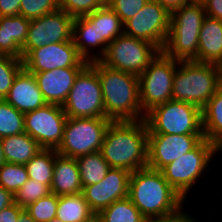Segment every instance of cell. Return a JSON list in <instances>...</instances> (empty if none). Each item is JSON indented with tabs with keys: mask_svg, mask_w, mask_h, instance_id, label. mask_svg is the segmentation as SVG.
Here are the masks:
<instances>
[{
	"mask_svg": "<svg viewBox=\"0 0 222 222\" xmlns=\"http://www.w3.org/2000/svg\"><path fill=\"white\" fill-rule=\"evenodd\" d=\"M100 152L111 168L134 172L148 167V127L145 119L112 121Z\"/></svg>",
	"mask_w": 222,
	"mask_h": 222,
	"instance_id": "obj_1",
	"label": "cell"
},
{
	"mask_svg": "<svg viewBox=\"0 0 222 222\" xmlns=\"http://www.w3.org/2000/svg\"><path fill=\"white\" fill-rule=\"evenodd\" d=\"M128 198L147 220L174 215L185 204L163 173L149 167L131 172Z\"/></svg>",
	"mask_w": 222,
	"mask_h": 222,
	"instance_id": "obj_2",
	"label": "cell"
},
{
	"mask_svg": "<svg viewBox=\"0 0 222 222\" xmlns=\"http://www.w3.org/2000/svg\"><path fill=\"white\" fill-rule=\"evenodd\" d=\"M89 64L97 71L101 83L106 118L112 121L145 119L139 102L138 75L110 68L100 60Z\"/></svg>",
	"mask_w": 222,
	"mask_h": 222,
	"instance_id": "obj_3",
	"label": "cell"
},
{
	"mask_svg": "<svg viewBox=\"0 0 222 222\" xmlns=\"http://www.w3.org/2000/svg\"><path fill=\"white\" fill-rule=\"evenodd\" d=\"M123 33L124 24L109 6L73 20L72 39L87 62L99 61L105 55L108 44ZM95 47H99L100 53H94Z\"/></svg>",
	"mask_w": 222,
	"mask_h": 222,
	"instance_id": "obj_4",
	"label": "cell"
},
{
	"mask_svg": "<svg viewBox=\"0 0 222 222\" xmlns=\"http://www.w3.org/2000/svg\"><path fill=\"white\" fill-rule=\"evenodd\" d=\"M221 88L220 65L178 61L174 73L172 100L189 102L201 109Z\"/></svg>",
	"mask_w": 222,
	"mask_h": 222,
	"instance_id": "obj_5",
	"label": "cell"
},
{
	"mask_svg": "<svg viewBox=\"0 0 222 222\" xmlns=\"http://www.w3.org/2000/svg\"><path fill=\"white\" fill-rule=\"evenodd\" d=\"M206 16L202 1L189 4L171 12L170 28L161 50L178 61H191L198 56V39Z\"/></svg>",
	"mask_w": 222,
	"mask_h": 222,
	"instance_id": "obj_6",
	"label": "cell"
},
{
	"mask_svg": "<svg viewBox=\"0 0 222 222\" xmlns=\"http://www.w3.org/2000/svg\"><path fill=\"white\" fill-rule=\"evenodd\" d=\"M148 134L204 135L202 109L189 102L170 100L146 113Z\"/></svg>",
	"mask_w": 222,
	"mask_h": 222,
	"instance_id": "obj_7",
	"label": "cell"
},
{
	"mask_svg": "<svg viewBox=\"0 0 222 222\" xmlns=\"http://www.w3.org/2000/svg\"><path fill=\"white\" fill-rule=\"evenodd\" d=\"M222 152L214 143L204 138L194 149L164 167L161 172L166 181L186 201L187 193L204 176L212 157ZM206 170V171H205Z\"/></svg>",
	"mask_w": 222,
	"mask_h": 222,
	"instance_id": "obj_8",
	"label": "cell"
},
{
	"mask_svg": "<svg viewBox=\"0 0 222 222\" xmlns=\"http://www.w3.org/2000/svg\"><path fill=\"white\" fill-rule=\"evenodd\" d=\"M111 122L112 120L106 117H67L63 140L56 150L57 153L65 157L77 158L99 152Z\"/></svg>",
	"mask_w": 222,
	"mask_h": 222,
	"instance_id": "obj_9",
	"label": "cell"
},
{
	"mask_svg": "<svg viewBox=\"0 0 222 222\" xmlns=\"http://www.w3.org/2000/svg\"><path fill=\"white\" fill-rule=\"evenodd\" d=\"M178 60L162 51L139 77V102L146 114L153 107L172 100L173 79Z\"/></svg>",
	"mask_w": 222,
	"mask_h": 222,
	"instance_id": "obj_10",
	"label": "cell"
},
{
	"mask_svg": "<svg viewBox=\"0 0 222 222\" xmlns=\"http://www.w3.org/2000/svg\"><path fill=\"white\" fill-rule=\"evenodd\" d=\"M62 107L70 118L105 117L101 83L90 64L77 75Z\"/></svg>",
	"mask_w": 222,
	"mask_h": 222,
	"instance_id": "obj_11",
	"label": "cell"
},
{
	"mask_svg": "<svg viewBox=\"0 0 222 222\" xmlns=\"http://www.w3.org/2000/svg\"><path fill=\"white\" fill-rule=\"evenodd\" d=\"M159 52L154 44L123 33L108 44L100 61L110 68L139 76Z\"/></svg>",
	"mask_w": 222,
	"mask_h": 222,
	"instance_id": "obj_12",
	"label": "cell"
},
{
	"mask_svg": "<svg viewBox=\"0 0 222 222\" xmlns=\"http://www.w3.org/2000/svg\"><path fill=\"white\" fill-rule=\"evenodd\" d=\"M170 17L171 13L160 3L149 0L124 23V34L150 42L161 51L168 36Z\"/></svg>",
	"mask_w": 222,
	"mask_h": 222,
	"instance_id": "obj_13",
	"label": "cell"
},
{
	"mask_svg": "<svg viewBox=\"0 0 222 222\" xmlns=\"http://www.w3.org/2000/svg\"><path fill=\"white\" fill-rule=\"evenodd\" d=\"M67 116L61 105L46 104L24 114L25 133L44 149L57 150L62 143Z\"/></svg>",
	"mask_w": 222,
	"mask_h": 222,
	"instance_id": "obj_14",
	"label": "cell"
},
{
	"mask_svg": "<svg viewBox=\"0 0 222 222\" xmlns=\"http://www.w3.org/2000/svg\"><path fill=\"white\" fill-rule=\"evenodd\" d=\"M74 18L61 9L32 19L22 47V59L32 50L52 43L72 40Z\"/></svg>",
	"mask_w": 222,
	"mask_h": 222,
	"instance_id": "obj_15",
	"label": "cell"
},
{
	"mask_svg": "<svg viewBox=\"0 0 222 222\" xmlns=\"http://www.w3.org/2000/svg\"><path fill=\"white\" fill-rule=\"evenodd\" d=\"M23 68L31 74L67 67H86L73 39L32 49L23 59Z\"/></svg>",
	"mask_w": 222,
	"mask_h": 222,
	"instance_id": "obj_16",
	"label": "cell"
},
{
	"mask_svg": "<svg viewBox=\"0 0 222 222\" xmlns=\"http://www.w3.org/2000/svg\"><path fill=\"white\" fill-rule=\"evenodd\" d=\"M204 138V135L148 134V167L161 171Z\"/></svg>",
	"mask_w": 222,
	"mask_h": 222,
	"instance_id": "obj_17",
	"label": "cell"
},
{
	"mask_svg": "<svg viewBox=\"0 0 222 222\" xmlns=\"http://www.w3.org/2000/svg\"><path fill=\"white\" fill-rule=\"evenodd\" d=\"M131 172L123 168H111L105 178L96 184L82 186V194L90 210L97 215L117 200L128 197Z\"/></svg>",
	"mask_w": 222,
	"mask_h": 222,
	"instance_id": "obj_18",
	"label": "cell"
},
{
	"mask_svg": "<svg viewBox=\"0 0 222 222\" xmlns=\"http://www.w3.org/2000/svg\"><path fill=\"white\" fill-rule=\"evenodd\" d=\"M85 67L56 68L34 73L38 87L48 104L63 105L68 98L77 75Z\"/></svg>",
	"mask_w": 222,
	"mask_h": 222,
	"instance_id": "obj_19",
	"label": "cell"
},
{
	"mask_svg": "<svg viewBox=\"0 0 222 222\" xmlns=\"http://www.w3.org/2000/svg\"><path fill=\"white\" fill-rule=\"evenodd\" d=\"M5 100L24 114L47 104L34 74L24 68L15 77Z\"/></svg>",
	"mask_w": 222,
	"mask_h": 222,
	"instance_id": "obj_20",
	"label": "cell"
},
{
	"mask_svg": "<svg viewBox=\"0 0 222 222\" xmlns=\"http://www.w3.org/2000/svg\"><path fill=\"white\" fill-rule=\"evenodd\" d=\"M193 61L222 64V21L205 16L199 33L198 56Z\"/></svg>",
	"mask_w": 222,
	"mask_h": 222,
	"instance_id": "obj_21",
	"label": "cell"
},
{
	"mask_svg": "<svg viewBox=\"0 0 222 222\" xmlns=\"http://www.w3.org/2000/svg\"><path fill=\"white\" fill-rule=\"evenodd\" d=\"M30 21L22 15L0 17V55L22 59Z\"/></svg>",
	"mask_w": 222,
	"mask_h": 222,
	"instance_id": "obj_22",
	"label": "cell"
},
{
	"mask_svg": "<svg viewBox=\"0 0 222 222\" xmlns=\"http://www.w3.org/2000/svg\"><path fill=\"white\" fill-rule=\"evenodd\" d=\"M50 190L57 196L82 193V183L76 158L55 157Z\"/></svg>",
	"mask_w": 222,
	"mask_h": 222,
	"instance_id": "obj_23",
	"label": "cell"
},
{
	"mask_svg": "<svg viewBox=\"0 0 222 222\" xmlns=\"http://www.w3.org/2000/svg\"><path fill=\"white\" fill-rule=\"evenodd\" d=\"M5 161L26 164L43 148L29 134H16L1 139Z\"/></svg>",
	"mask_w": 222,
	"mask_h": 222,
	"instance_id": "obj_24",
	"label": "cell"
},
{
	"mask_svg": "<svg viewBox=\"0 0 222 222\" xmlns=\"http://www.w3.org/2000/svg\"><path fill=\"white\" fill-rule=\"evenodd\" d=\"M204 137L222 151V87L202 108Z\"/></svg>",
	"mask_w": 222,
	"mask_h": 222,
	"instance_id": "obj_25",
	"label": "cell"
},
{
	"mask_svg": "<svg viewBox=\"0 0 222 222\" xmlns=\"http://www.w3.org/2000/svg\"><path fill=\"white\" fill-rule=\"evenodd\" d=\"M94 215L82 193L58 196L56 218L61 222H87Z\"/></svg>",
	"mask_w": 222,
	"mask_h": 222,
	"instance_id": "obj_26",
	"label": "cell"
},
{
	"mask_svg": "<svg viewBox=\"0 0 222 222\" xmlns=\"http://www.w3.org/2000/svg\"><path fill=\"white\" fill-rule=\"evenodd\" d=\"M82 186H89L101 182L111 169L102 153L95 152L76 158Z\"/></svg>",
	"mask_w": 222,
	"mask_h": 222,
	"instance_id": "obj_27",
	"label": "cell"
},
{
	"mask_svg": "<svg viewBox=\"0 0 222 222\" xmlns=\"http://www.w3.org/2000/svg\"><path fill=\"white\" fill-rule=\"evenodd\" d=\"M58 155L54 149H42L29 162L25 164L30 179L47 184L51 187L55 157Z\"/></svg>",
	"mask_w": 222,
	"mask_h": 222,
	"instance_id": "obj_28",
	"label": "cell"
},
{
	"mask_svg": "<svg viewBox=\"0 0 222 222\" xmlns=\"http://www.w3.org/2000/svg\"><path fill=\"white\" fill-rule=\"evenodd\" d=\"M102 222H146L147 219L127 197L113 202L97 214Z\"/></svg>",
	"mask_w": 222,
	"mask_h": 222,
	"instance_id": "obj_29",
	"label": "cell"
},
{
	"mask_svg": "<svg viewBox=\"0 0 222 222\" xmlns=\"http://www.w3.org/2000/svg\"><path fill=\"white\" fill-rule=\"evenodd\" d=\"M25 132L24 113L19 112L5 99L0 100V138Z\"/></svg>",
	"mask_w": 222,
	"mask_h": 222,
	"instance_id": "obj_30",
	"label": "cell"
},
{
	"mask_svg": "<svg viewBox=\"0 0 222 222\" xmlns=\"http://www.w3.org/2000/svg\"><path fill=\"white\" fill-rule=\"evenodd\" d=\"M28 179L29 176L24 164L4 162L0 166V186L10 191L13 195Z\"/></svg>",
	"mask_w": 222,
	"mask_h": 222,
	"instance_id": "obj_31",
	"label": "cell"
},
{
	"mask_svg": "<svg viewBox=\"0 0 222 222\" xmlns=\"http://www.w3.org/2000/svg\"><path fill=\"white\" fill-rule=\"evenodd\" d=\"M22 69L21 58L0 55V100L7 97L15 77Z\"/></svg>",
	"mask_w": 222,
	"mask_h": 222,
	"instance_id": "obj_32",
	"label": "cell"
},
{
	"mask_svg": "<svg viewBox=\"0 0 222 222\" xmlns=\"http://www.w3.org/2000/svg\"><path fill=\"white\" fill-rule=\"evenodd\" d=\"M57 206L58 196L51 192L29 204L25 210L36 222H49L56 218Z\"/></svg>",
	"mask_w": 222,
	"mask_h": 222,
	"instance_id": "obj_33",
	"label": "cell"
},
{
	"mask_svg": "<svg viewBox=\"0 0 222 222\" xmlns=\"http://www.w3.org/2000/svg\"><path fill=\"white\" fill-rule=\"evenodd\" d=\"M49 193H51V190L47 184L29 178L14 195V202L20 207L25 208Z\"/></svg>",
	"mask_w": 222,
	"mask_h": 222,
	"instance_id": "obj_34",
	"label": "cell"
},
{
	"mask_svg": "<svg viewBox=\"0 0 222 222\" xmlns=\"http://www.w3.org/2000/svg\"><path fill=\"white\" fill-rule=\"evenodd\" d=\"M59 9V0H21L20 15L32 20Z\"/></svg>",
	"mask_w": 222,
	"mask_h": 222,
	"instance_id": "obj_35",
	"label": "cell"
},
{
	"mask_svg": "<svg viewBox=\"0 0 222 222\" xmlns=\"http://www.w3.org/2000/svg\"><path fill=\"white\" fill-rule=\"evenodd\" d=\"M101 7L98 0H59V9L73 18L86 16Z\"/></svg>",
	"mask_w": 222,
	"mask_h": 222,
	"instance_id": "obj_36",
	"label": "cell"
},
{
	"mask_svg": "<svg viewBox=\"0 0 222 222\" xmlns=\"http://www.w3.org/2000/svg\"><path fill=\"white\" fill-rule=\"evenodd\" d=\"M149 0H112L108 5L124 24L134 17Z\"/></svg>",
	"mask_w": 222,
	"mask_h": 222,
	"instance_id": "obj_37",
	"label": "cell"
},
{
	"mask_svg": "<svg viewBox=\"0 0 222 222\" xmlns=\"http://www.w3.org/2000/svg\"><path fill=\"white\" fill-rule=\"evenodd\" d=\"M21 0H0V17L20 15Z\"/></svg>",
	"mask_w": 222,
	"mask_h": 222,
	"instance_id": "obj_38",
	"label": "cell"
},
{
	"mask_svg": "<svg viewBox=\"0 0 222 222\" xmlns=\"http://www.w3.org/2000/svg\"><path fill=\"white\" fill-rule=\"evenodd\" d=\"M23 209L14 202L0 211V222H18L19 214Z\"/></svg>",
	"mask_w": 222,
	"mask_h": 222,
	"instance_id": "obj_39",
	"label": "cell"
},
{
	"mask_svg": "<svg viewBox=\"0 0 222 222\" xmlns=\"http://www.w3.org/2000/svg\"><path fill=\"white\" fill-rule=\"evenodd\" d=\"M206 15L222 21V0H201Z\"/></svg>",
	"mask_w": 222,
	"mask_h": 222,
	"instance_id": "obj_40",
	"label": "cell"
},
{
	"mask_svg": "<svg viewBox=\"0 0 222 222\" xmlns=\"http://www.w3.org/2000/svg\"><path fill=\"white\" fill-rule=\"evenodd\" d=\"M181 209L178 213L171 215L169 217L164 218H156V219H149L146 222H196L194 217L192 215L188 214V211H185V209L182 211ZM187 212V213H186Z\"/></svg>",
	"mask_w": 222,
	"mask_h": 222,
	"instance_id": "obj_41",
	"label": "cell"
},
{
	"mask_svg": "<svg viewBox=\"0 0 222 222\" xmlns=\"http://www.w3.org/2000/svg\"><path fill=\"white\" fill-rule=\"evenodd\" d=\"M160 3L164 8H166L170 13L183 5L189 4L194 0H154Z\"/></svg>",
	"mask_w": 222,
	"mask_h": 222,
	"instance_id": "obj_42",
	"label": "cell"
},
{
	"mask_svg": "<svg viewBox=\"0 0 222 222\" xmlns=\"http://www.w3.org/2000/svg\"><path fill=\"white\" fill-rule=\"evenodd\" d=\"M14 203V195L0 186V211Z\"/></svg>",
	"mask_w": 222,
	"mask_h": 222,
	"instance_id": "obj_43",
	"label": "cell"
},
{
	"mask_svg": "<svg viewBox=\"0 0 222 222\" xmlns=\"http://www.w3.org/2000/svg\"><path fill=\"white\" fill-rule=\"evenodd\" d=\"M18 222H36L29 213L25 210V208L20 212Z\"/></svg>",
	"mask_w": 222,
	"mask_h": 222,
	"instance_id": "obj_44",
	"label": "cell"
},
{
	"mask_svg": "<svg viewBox=\"0 0 222 222\" xmlns=\"http://www.w3.org/2000/svg\"><path fill=\"white\" fill-rule=\"evenodd\" d=\"M4 162H6V161H5V158H4L3 145H2V142H1V138H0V166Z\"/></svg>",
	"mask_w": 222,
	"mask_h": 222,
	"instance_id": "obj_45",
	"label": "cell"
},
{
	"mask_svg": "<svg viewBox=\"0 0 222 222\" xmlns=\"http://www.w3.org/2000/svg\"><path fill=\"white\" fill-rule=\"evenodd\" d=\"M103 6H108L112 0H98Z\"/></svg>",
	"mask_w": 222,
	"mask_h": 222,
	"instance_id": "obj_46",
	"label": "cell"
},
{
	"mask_svg": "<svg viewBox=\"0 0 222 222\" xmlns=\"http://www.w3.org/2000/svg\"><path fill=\"white\" fill-rule=\"evenodd\" d=\"M87 222H102L97 215H94L89 221Z\"/></svg>",
	"mask_w": 222,
	"mask_h": 222,
	"instance_id": "obj_47",
	"label": "cell"
},
{
	"mask_svg": "<svg viewBox=\"0 0 222 222\" xmlns=\"http://www.w3.org/2000/svg\"><path fill=\"white\" fill-rule=\"evenodd\" d=\"M49 222H61V221L57 218H54V219L50 220Z\"/></svg>",
	"mask_w": 222,
	"mask_h": 222,
	"instance_id": "obj_48",
	"label": "cell"
},
{
	"mask_svg": "<svg viewBox=\"0 0 222 222\" xmlns=\"http://www.w3.org/2000/svg\"><path fill=\"white\" fill-rule=\"evenodd\" d=\"M220 70H221V87H222V64L220 65Z\"/></svg>",
	"mask_w": 222,
	"mask_h": 222,
	"instance_id": "obj_49",
	"label": "cell"
}]
</instances>
